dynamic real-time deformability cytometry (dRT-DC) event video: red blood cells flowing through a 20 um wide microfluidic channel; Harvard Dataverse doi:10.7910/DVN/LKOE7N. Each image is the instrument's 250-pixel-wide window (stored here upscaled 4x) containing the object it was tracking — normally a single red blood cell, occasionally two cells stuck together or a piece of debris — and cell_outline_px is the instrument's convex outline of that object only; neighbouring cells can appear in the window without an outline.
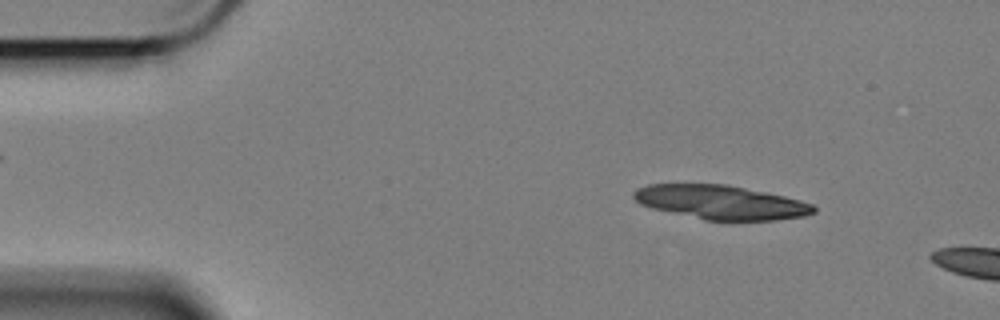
{"species": "Egyptian fruit bat (a non-hibernating species)", "species_latin": "Rousettus aegyptiacus", "temperature_condition": "cold", "stored_images_in_passage": 10, "camera_frame_rate_fps": 3000, "um_per_image_px": 0.085, "animal": {"sex": "female"}, "frame": {"image": 1, "passage_image": 6, "time_ms": 1.667, "image_size_px": [1000, 320], "cell_outline_px": [[816, 212], [804, 216], [776, 220], [704, 220], [652, 208], [640, 204], [632, 196], [632, 192], [636, 188], [648, 184], [728, 184], [784, 196], [800, 200], [812, 204], [816, 208]], "centroid_in_image_um": [61.26, 17.19], "position_along_channel_um": 23.7, "area_um2": 35.72}}